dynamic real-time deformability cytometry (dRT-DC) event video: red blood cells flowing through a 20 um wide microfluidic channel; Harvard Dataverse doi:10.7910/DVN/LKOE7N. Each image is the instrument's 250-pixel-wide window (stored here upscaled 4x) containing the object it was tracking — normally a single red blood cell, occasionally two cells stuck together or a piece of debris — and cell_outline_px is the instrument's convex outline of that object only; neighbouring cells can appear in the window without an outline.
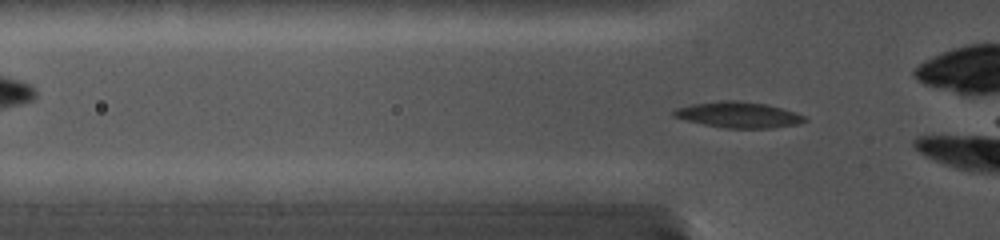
{"species": "common noctule bat (a hibernating species)", "species_latin": "Nyctalus noctula", "temperature_condition": "cold", "stored_images_in_passage": 54, "camera_frame_rate_fps": 5000, "um_per_image_px": 0.085, "animal": {"sex": "female", "body_mass_g": 19.0, "forearm_length_mm": 56.7}, "frame": {"image": 1, "passage_image": 7, "time_ms": 1.2, "image_size_px": [1000, 240], "cell_outline_px": [[808, 120], [800, 124], [772, 128], [724, 128], [704, 124], [672, 116], [672, 108], [692, 104], [724, 100], [736, 100], [768, 104], [784, 108], [796, 112], [804, 116]], "centroid_in_image_um": [62.79, 9.75], "position_along_channel_um": 63.0, "area_um2": 19.94}}
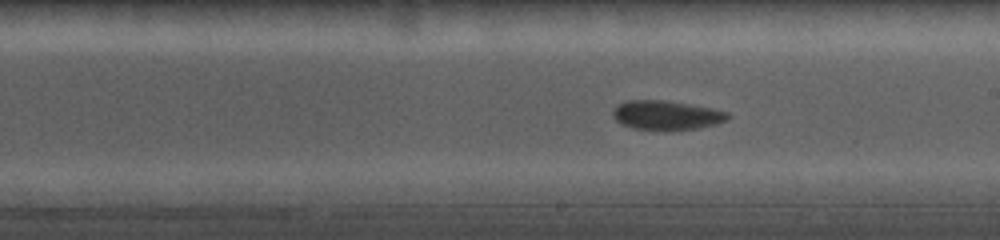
{"frame": {"image": 2, "passage_image": 30, "time_ms": 5.8, "image_size_px": [1000, 240], "cell_outline_px": [[732, 116], [728, 120], [716, 124], [700, 128], [668, 132], [664, 132], [632, 128], [620, 124], [612, 116], [612, 108], [620, 104], [632, 100], [660, 100], [708, 108], [728, 112]], "centroid_in_image_um": [56.63, 9.84], "position_along_channel_um": 232.4, "area_um2": 19.88}}
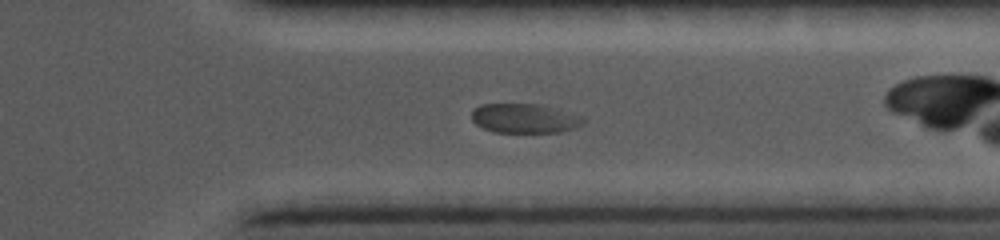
{"frame": {"image": 3, "passage_image": 48, "time_ms": 9.4, "image_size_px": [1000, 240], "cell_outline_px": [[588, 120], [584, 124], [576, 128], [564, 132], [492, 132], [476, 124], [472, 120], [472, 112], [480, 104], [532, 104], [584, 116]], "centroid_in_image_um": [44.63, 10.08], "position_along_channel_um": 366.8, "area_um2": 19.02}}